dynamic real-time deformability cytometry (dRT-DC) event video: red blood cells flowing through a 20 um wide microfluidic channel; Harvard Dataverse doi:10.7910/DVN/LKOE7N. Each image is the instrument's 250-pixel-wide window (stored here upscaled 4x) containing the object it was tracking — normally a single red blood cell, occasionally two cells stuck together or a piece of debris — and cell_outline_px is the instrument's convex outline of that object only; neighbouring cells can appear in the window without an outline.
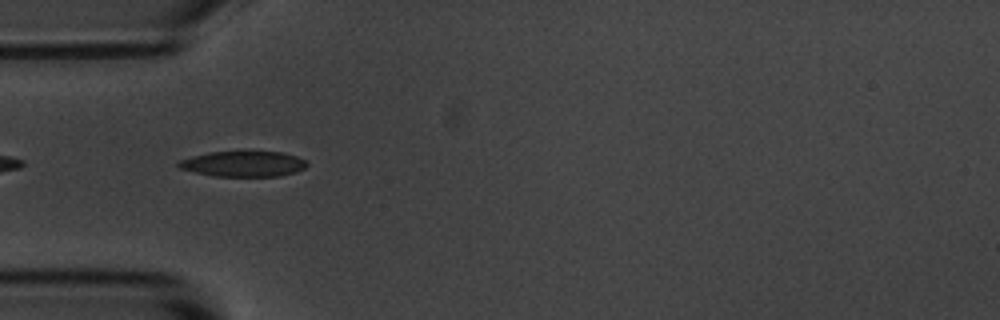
{"species": "common noctule bat (a hibernating species)", "species_latin": "Nyctalus noctula", "temperature_condition": "room temperature", "stored_images_in_passage": 5, "camera_frame_rate_fps": 3000, "um_per_image_px": 0.085, "animal": {"sex": "male", "body_mass_g": 20.1, "forearm_length_mm": 53.5}, "frame": {"image": 1, "passage_image": 2, "time_ms": 0.333, "image_size_px": [1000, 320], "cell_outline_px": [[308, 164], [304, 168], [296, 172], [280, 176], [212, 176], [180, 168], [176, 164], [180, 160], [192, 156], [208, 152], [284, 152], [296, 156], [304, 160]], "centroid_in_image_um": [20.69, 13.93], "position_along_channel_um": 64.3, "area_um2": 18.96}}